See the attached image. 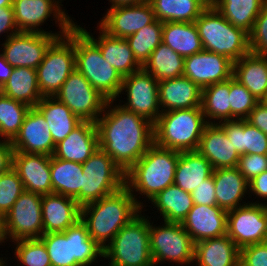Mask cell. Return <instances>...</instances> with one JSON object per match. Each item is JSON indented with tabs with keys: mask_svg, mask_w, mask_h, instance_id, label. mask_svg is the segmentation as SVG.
<instances>
[{
	"mask_svg": "<svg viewBox=\"0 0 267 266\" xmlns=\"http://www.w3.org/2000/svg\"><path fill=\"white\" fill-rule=\"evenodd\" d=\"M100 49L103 58L124 78L142 68L134 58L129 43L124 38L114 37L98 27V38L81 25L76 24Z\"/></svg>",
	"mask_w": 267,
	"mask_h": 266,
	"instance_id": "obj_27",
	"label": "cell"
},
{
	"mask_svg": "<svg viewBox=\"0 0 267 266\" xmlns=\"http://www.w3.org/2000/svg\"><path fill=\"white\" fill-rule=\"evenodd\" d=\"M226 133L239 155H267V135L246 120H229L217 123Z\"/></svg>",
	"mask_w": 267,
	"mask_h": 266,
	"instance_id": "obj_31",
	"label": "cell"
},
{
	"mask_svg": "<svg viewBox=\"0 0 267 266\" xmlns=\"http://www.w3.org/2000/svg\"><path fill=\"white\" fill-rule=\"evenodd\" d=\"M39 239L47 249L51 266H90L103 257V249L89 236L81 219L64 232L44 233Z\"/></svg>",
	"mask_w": 267,
	"mask_h": 266,
	"instance_id": "obj_6",
	"label": "cell"
},
{
	"mask_svg": "<svg viewBox=\"0 0 267 266\" xmlns=\"http://www.w3.org/2000/svg\"><path fill=\"white\" fill-rule=\"evenodd\" d=\"M60 1H61V0H57V1L55 0V2L61 7V4H59V3H61ZM62 1H63V0H62Z\"/></svg>",
	"mask_w": 267,
	"mask_h": 266,
	"instance_id": "obj_61",
	"label": "cell"
},
{
	"mask_svg": "<svg viewBox=\"0 0 267 266\" xmlns=\"http://www.w3.org/2000/svg\"><path fill=\"white\" fill-rule=\"evenodd\" d=\"M229 95L230 79L202 88L201 108L208 124L230 120Z\"/></svg>",
	"mask_w": 267,
	"mask_h": 266,
	"instance_id": "obj_40",
	"label": "cell"
},
{
	"mask_svg": "<svg viewBox=\"0 0 267 266\" xmlns=\"http://www.w3.org/2000/svg\"><path fill=\"white\" fill-rule=\"evenodd\" d=\"M150 221V250L154 266L165 261L180 265L194 263V243L181 223L163 221V226H153Z\"/></svg>",
	"mask_w": 267,
	"mask_h": 266,
	"instance_id": "obj_11",
	"label": "cell"
},
{
	"mask_svg": "<svg viewBox=\"0 0 267 266\" xmlns=\"http://www.w3.org/2000/svg\"><path fill=\"white\" fill-rule=\"evenodd\" d=\"M208 125L201 107L162 112L154 123V143L177 151H196Z\"/></svg>",
	"mask_w": 267,
	"mask_h": 266,
	"instance_id": "obj_4",
	"label": "cell"
},
{
	"mask_svg": "<svg viewBox=\"0 0 267 266\" xmlns=\"http://www.w3.org/2000/svg\"><path fill=\"white\" fill-rule=\"evenodd\" d=\"M0 93L33 108L43 98L37 81L36 69L13 68L9 80L0 88Z\"/></svg>",
	"mask_w": 267,
	"mask_h": 266,
	"instance_id": "obj_35",
	"label": "cell"
},
{
	"mask_svg": "<svg viewBox=\"0 0 267 266\" xmlns=\"http://www.w3.org/2000/svg\"><path fill=\"white\" fill-rule=\"evenodd\" d=\"M191 195L196 205L216 206L217 201L213 175L196 187Z\"/></svg>",
	"mask_w": 267,
	"mask_h": 266,
	"instance_id": "obj_50",
	"label": "cell"
},
{
	"mask_svg": "<svg viewBox=\"0 0 267 266\" xmlns=\"http://www.w3.org/2000/svg\"><path fill=\"white\" fill-rule=\"evenodd\" d=\"M42 217L44 233L64 232L81 219V207L71 197L43 195Z\"/></svg>",
	"mask_w": 267,
	"mask_h": 266,
	"instance_id": "obj_26",
	"label": "cell"
},
{
	"mask_svg": "<svg viewBox=\"0 0 267 266\" xmlns=\"http://www.w3.org/2000/svg\"><path fill=\"white\" fill-rule=\"evenodd\" d=\"M230 120H245L259 101L233 77L230 79Z\"/></svg>",
	"mask_w": 267,
	"mask_h": 266,
	"instance_id": "obj_45",
	"label": "cell"
},
{
	"mask_svg": "<svg viewBox=\"0 0 267 266\" xmlns=\"http://www.w3.org/2000/svg\"><path fill=\"white\" fill-rule=\"evenodd\" d=\"M237 168L249 182L254 177L267 170V155L243 154L240 155Z\"/></svg>",
	"mask_w": 267,
	"mask_h": 266,
	"instance_id": "obj_48",
	"label": "cell"
},
{
	"mask_svg": "<svg viewBox=\"0 0 267 266\" xmlns=\"http://www.w3.org/2000/svg\"><path fill=\"white\" fill-rule=\"evenodd\" d=\"M212 175L218 207L229 211L247 204L242 200L249 194V182L237 167L215 169Z\"/></svg>",
	"mask_w": 267,
	"mask_h": 266,
	"instance_id": "obj_28",
	"label": "cell"
},
{
	"mask_svg": "<svg viewBox=\"0 0 267 266\" xmlns=\"http://www.w3.org/2000/svg\"><path fill=\"white\" fill-rule=\"evenodd\" d=\"M76 69L107 100L119 98L123 77L106 61L99 47L75 24Z\"/></svg>",
	"mask_w": 267,
	"mask_h": 266,
	"instance_id": "obj_7",
	"label": "cell"
},
{
	"mask_svg": "<svg viewBox=\"0 0 267 266\" xmlns=\"http://www.w3.org/2000/svg\"><path fill=\"white\" fill-rule=\"evenodd\" d=\"M196 151L212 164L214 170L237 167L240 158L218 124H208L205 127Z\"/></svg>",
	"mask_w": 267,
	"mask_h": 266,
	"instance_id": "obj_24",
	"label": "cell"
},
{
	"mask_svg": "<svg viewBox=\"0 0 267 266\" xmlns=\"http://www.w3.org/2000/svg\"><path fill=\"white\" fill-rule=\"evenodd\" d=\"M52 193L71 197L82 207V164L51 156Z\"/></svg>",
	"mask_w": 267,
	"mask_h": 266,
	"instance_id": "obj_32",
	"label": "cell"
},
{
	"mask_svg": "<svg viewBox=\"0 0 267 266\" xmlns=\"http://www.w3.org/2000/svg\"><path fill=\"white\" fill-rule=\"evenodd\" d=\"M3 32L7 33L6 39L19 33L12 7H0V35Z\"/></svg>",
	"mask_w": 267,
	"mask_h": 266,
	"instance_id": "obj_51",
	"label": "cell"
},
{
	"mask_svg": "<svg viewBox=\"0 0 267 266\" xmlns=\"http://www.w3.org/2000/svg\"><path fill=\"white\" fill-rule=\"evenodd\" d=\"M213 171L212 164L197 151H181L175 169L174 184L192 193Z\"/></svg>",
	"mask_w": 267,
	"mask_h": 266,
	"instance_id": "obj_33",
	"label": "cell"
},
{
	"mask_svg": "<svg viewBox=\"0 0 267 266\" xmlns=\"http://www.w3.org/2000/svg\"><path fill=\"white\" fill-rule=\"evenodd\" d=\"M233 78L260 102L267 94V56L249 53L233 63Z\"/></svg>",
	"mask_w": 267,
	"mask_h": 266,
	"instance_id": "obj_30",
	"label": "cell"
},
{
	"mask_svg": "<svg viewBox=\"0 0 267 266\" xmlns=\"http://www.w3.org/2000/svg\"><path fill=\"white\" fill-rule=\"evenodd\" d=\"M124 91L127 92V101L121 106L154 124L162 113L159 105L158 80L141 68L123 78L120 95Z\"/></svg>",
	"mask_w": 267,
	"mask_h": 266,
	"instance_id": "obj_16",
	"label": "cell"
},
{
	"mask_svg": "<svg viewBox=\"0 0 267 266\" xmlns=\"http://www.w3.org/2000/svg\"><path fill=\"white\" fill-rule=\"evenodd\" d=\"M181 225L193 243L227 234V211L221 207L196 205L191 208Z\"/></svg>",
	"mask_w": 267,
	"mask_h": 266,
	"instance_id": "obj_22",
	"label": "cell"
},
{
	"mask_svg": "<svg viewBox=\"0 0 267 266\" xmlns=\"http://www.w3.org/2000/svg\"><path fill=\"white\" fill-rule=\"evenodd\" d=\"M98 149L96 123L82 121L64 140L56 144L53 156L83 164Z\"/></svg>",
	"mask_w": 267,
	"mask_h": 266,
	"instance_id": "obj_23",
	"label": "cell"
},
{
	"mask_svg": "<svg viewBox=\"0 0 267 266\" xmlns=\"http://www.w3.org/2000/svg\"><path fill=\"white\" fill-rule=\"evenodd\" d=\"M194 23L203 50L223 55L233 62L250 53L249 34L227 21L212 3Z\"/></svg>",
	"mask_w": 267,
	"mask_h": 266,
	"instance_id": "obj_5",
	"label": "cell"
},
{
	"mask_svg": "<svg viewBox=\"0 0 267 266\" xmlns=\"http://www.w3.org/2000/svg\"><path fill=\"white\" fill-rule=\"evenodd\" d=\"M166 222L182 223L194 206L192 195L172 184L150 200Z\"/></svg>",
	"mask_w": 267,
	"mask_h": 266,
	"instance_id": "obj_37",
	"label": "cell"
},
{
	"mask_svg": "<svg viewBox=\"0 0 267 266\" xmlns=\"http://www.w3.org/2000/svg\"><path fill=\"white\" fill-rule=\"evenodd\" d=\"M142 209L134 196L123 186L117 192L81 207V221L89 236L104 249L118 231Z\"/></svg>",
	"mask_w": 267,
	"mask_h": 266,
	"instance_id": "obj_2",
	"label": "cell"
},
{
	"mask_svg": "<svg viewBox=\"0 0 267 266\" xmlns=\"http://www.w3.org/2000/svg\"><path fill=\"white\" fill-rule=\"evenodd\" d=\"M142 210L103 249V258L114 266H154L149 236V219Z\"/></svg>",
	"mask_w": 267,
	"mask_h": 266,
	"instance_id": "obj_8",
	"label": "cell"
},
{
	"mask_svg": "<svg viewBox=\"0 0 267 266\" xmlns=\"http://www.w3.org/2000/svg\"><path fill=\"white\" fill-rule=\"evenodd\" d=\"M14 151L52 156L55 143L49 125L43 115L35 108H30L18 135L11 142Z\"/></svg>",
	"mask_w": 267,
	"mask_h": 266,
	"instance_id": "obj_20",
	"label": "cell"
},
{
	"mask_svg": "<svg viewBox=\"0 0 267 266\" xmlns=\"http://www.w3.org/2000/svg\"><path fill=\"white\" fill-rule=\"evenodd\" d=\"M162 42L183 58L203 50L194 22H164Z\"/></svg>",
	"mask_w": 267,
	"mask_h": 266,
	"instance_id": "obj_36",
	"label": "cell"
},
{
	"mask_svg": "<svg viewBox=\"0 0 267 266\" xmlns=\"http://www.w3.org/2000/svg\"><path fill=\"white\" fill-rule=\"evenodd\" d=\"M13 154L12 143L0 140V173H5L12 168Z\"/></svg>",
	"mask_w": 267,
	"mask_h": 266,
	"instance_id": "obj_53",
	"label": "cell"
},
{
	"mask_svg": "<svg viewBox=\"0 0 267 266\" xmlns=\"http://www.w3.org/2000/svg\"><path fill=\"white\" fill-rule=\"evenodd\" d=\"M155 21L152 5L146 1L140 4L110 7L99 26L111 36L126 39Z\"/></svg>",
	"mask_w": 267,
	"mask_h": 266,
	"instance_id": "obj_18",
	"label": "cell"
},
{
	"mask_svg": "<svg viewBox=\"0 0 267 266\" xmlns=\"http://www.w3.org/2000/svg\"><path fill=\"white\" fill-rule=\"evenodd\" d=\"M250 52L267 56V4L261 9L249 34Z\"/></svg>",
	"mask_w": 267,
	"mask_h": 266,
	"instance_id": "obj_47",
	"label": "cell"
},
{
	"mask_svg": "<svg viewBox=\"0 0 267 266\" xmlns=\"http://www.w3.org/2000/svg\"><path fill=\"white\" fill-rule=\"evenodd\" d=\"M13 0H0V7H12Z\"/></svg>",
	"mask_w": 267,
	"mask_h": 266,
	"instance_id": "obj_58",
	"label": "cell"
},
{
	"mask_svg": "<svg viewBox=\"0 0 267 266\" xmlns=\"http://www.w3.org/2000/svg\"><path fill=\"white\" fill-rule=\"evenodd\" d=\"M184 61L185 58L162 42L142 68L156 80L163 81L183 76Z\"/></svg>",
	"mask_w": 267,
	"mask_h": 266,
	"instance_id": "obj_41",
	"label": "cell"
},
{
	"mask_svg": "<svg viewBox=\"0 0 267 266\" xmlns=\"http://www.w3.org/2000/svg\"><path fill=\"white\" fill-rule=\"evenodd\" d=\"M6 230H5V221H4V216L0 214V244L4 243L6 240Z\"/></svg>",
	"mask_w": 267,
	"mask_h": 266,
	"instance_id": "obj_57",
	"label": "cell"
},
{
	"mask_svg": "<svg viewBox=\"0 0 267 266\" xmlns=\"http://www.w3.org/2000/svg\"><path fill=\"white\" fill-rule=\"evenodd\" d=\"M13 67L5 60L0 53V88L9 80Z\"/></svg>",
	"mask_w": 267,
	"mask_h": 266,
	"instance_id": "obj_55",
	"label": "cell"
},
{
	"mask_svg": "<svg viewBox=\"0 0 267 266\" xmlns=\"http://www.w3.org/2000/svg\"><path fill=\"white\" fill-rule=\"evenodd\" d=\"M239 258L240 249L227 234L194 244V262L198 266H239Z\"/></svg>",
	"mask_w": 267,
	"mask_h": 266,
	"instance_id": "obj_29",
	"label": "cell"
},
{
	"mask_svg": "<svg viewBox=\"0 0 267 266\" xmlns=\"http://www.w3.org/2000/svg\"><path fill=\"white\" fill-rule=\"evenodd\" d=\"M13 244L16 245L14 254L21 266H51L47 249L40 239H21Z\"/></svg>",
	"mask_w": 267,
	"mask_h": 266,
	"instance_id": "obj_44",
	"label": "cell"
},
{
	"mask_svg": "<svg viewBox=\"0 0 267 266\" xmlns=\"http://www.w3.org/2000/svg\"><path fill=\"white\" fill-rule=\"evenodd\" d=\"M239 266H267V243L253 244L241 248Z\"/></svg>",
	"mask_w": 267,
	"mask_h": 266,
	"instance_id": "obj_49",
	"label": "cell"
},
{
	"mask_svg": "<svg viewBox=\"0 0 267 266\" xmlns=\"http://www.w3.org/2000/svg\"><path fill=\"white\" fill-rule=\"evenodd\" d=\"M76 69L74 26L64 36L58 37L47 49L36 68L38 87L43 97H55L62 84Z\"/></svg>",
	"mask_w": 267,
	"mask_h": 266,
	"instance_id": "obj_9",
	"label": "cell"
},
{
	"mask_svg": "<svg viewBox=\"0 0 267 266\" xmlns=\"http://www.w3.org/2000/svg\"><path fill=\"white\" fill-rule=\"evenodd\" d=\"M0 266H6V260L0 257Z\"/></svg>",
	"mask_w": 267,
	"mask_h": 266,
	"instance_id": "obj_59",
	"label": "cell"
},
{
	"mask_svg": "<svg viewBox=\"0 0 267 266\" xmlns=\"http://www.w3.org/2000/svg\"><path fill=\"white\" fill-rule=\"evenodd\" d=\"M12 8L19 32L58 34L61 37L76 24L55 0H13ZM51 15L60 29L58 33L39 28Z\"/></svg>",
	"mask_w": 267,
	"mask_h": 266,
	"instance_id": "obj_12",
	"label": "cell"
},
{
	"mask_svg": "<svg viewBox=\"0 0 267 266\" xmlns=\"http://www.w3.org/2000/svg\"><path fill=\"white\" fill-rule=\"evenodd\" d=\"M112 6L140 4L148 0H109Z\"/></svg>",
	"mask_w": 267,
	"mask_h": 266,
	"instance_id": "obj_56",
	"label": "cell"
},
{
	"mask_svg": "<svg viewBox=\"0 0 267 266\" xmlns=\"http://www.w3.org/2000/svg\"><path fill=\"white\" fill-rule=\"evenodd\" d=\"M51 156L14 151L12 168L18 173L25 191L52 194Z\"/></svg>",
	"mask_w": 267,
	"mask_h": 266,
	"instance_id": "obj_21",
	"label": "cell"
},
{
	"mask_svg": "<svg viewBox=\"0 0 267 266\" xmlns=\"http://www.w3.org/2000/svg\"><path fill=\"white\" fill-rule=\"evenodd\" d=\"M245 120L267 135V106L264 103L260 101Z\"/></svg>",
	"mask_w": 267,
	"mask_h": 266,
	"instance_id": "obj_52",
	"label": "cell"
},
{
	"mask_svg": "<svg viewBox=\"0 0 267 266\" xmlns=\"http://www.w3.org/2000/svg\"><path fill=\"white\" fill-rule=\"evenodd\" d=\"M43 195L24 191L4 216L7 239H39L44 234Z\"/></svg>",
	"mask_w": 267,
	"mask_h": 266,
	"instance_id": "obj_15",
	"label": "cell"
},
{
	"mask_svg": "<svg viewBox=\"0 0 267 266\" xmlns=\"http://www.w3.org/2000/svg\"><path fill=\"white\" fill-rule=\"evenodd\" d=\"M233 63L223 55L202 50L185 58L183 76L202 89L231 79Z\"/></svg>",
	"mask_w": 267,
	"mask_h": 266,
	"instance_id": "obj_19",
	"label": "cell"
},
{
	"mask_svg": "<svg viewBox=\"0 0 267 266\" xmlns=\"http://www.w3.org/2000/svg\"><path fill=\"white\" fill-rule=\"evenodd\" d=\"M258 198L267 200V170L249 181V192Z\"/></svg>",
	"mask_w": 267,
	"mask_h": 266,
	"instance_id": "obj_54",
	"label": "cell"
},
{
	"mask_svg": "<svg viewBox=\"0 0 267 266\" xmlns=\"http://www.w3.org/2000/svg\"><path fill=\"white\" fill-rule=\"evenodd\" d=\"M55 97L81 121L93 123L103 113L108 101L77 69L69 75Z\"/></svg>",
	"mask_w": 267,
	"mask_h": 266,
	"instance_id": "obj_13",
	"label": "cell"
},
{
	"mask_svg": "<svg viewBox=\"0 0 267 266\" xmlns=\"http://www.w3.org/2000/svg\"><path fill=\"white\" fill-rule=\"evenodd\" d=\"M58 37V34L19 32L1 44L3 45L1 54L13 68L36 69L42 62L49 46Z\"/></svg>",
	"mask_w": 267,
	"mask_h": 266,
	"instance_id": "obj_17",
	"label": "cell"
},
{
	"mask_svg": "<svg viewBox=\"0 0 267 266\" xmlns=\"http://www.w3.org/2000/svg\"><path fill=\"white\" fill-rule=\"evenodd\" d=\"M211 3L233 26L250 34L267 0H213Z\"/></svg>",
	"mask_w": 267,
	"mask_h": 266,
	"instance_id": "obj_39",
	"label": "cell"
},
{
	"mask_svg": "<svg viewBox=\"0 0 267 266\" xmlns=\"http://www.w3.org/2000/svg\"><path fill=\"white\" fill-rule=\"evenodd\" d=\"M261 102L264 103L267 106V94H266L265 98Z\"/></svg>",
	"mask_w": 267,
	"mask_h": 266,
	"instance_id": "obj_60",
	"label": "cell"
},
{
	"mask_svg": "<svg viewBox=\"0 0 267 266\" xmlns=\"http://www.w3.org/2000/svg\"><path fill=\"white\" fill-rule=\"evenodd\" d=\"M180 151L167 149L153 143L146 153L125 173L124 186L134 196L137 205L144 206L134 192L154 198L158 193L174 184L175 169Z\"/></svg>",
	"mask_w": 267,
	"mask_h": 266,
	"instance_id": "obj_3",
	"label": "cell"
},
{
	"mask_svg": "<svg viewBox=\"0 0 267 266\" xmlns=\"http://www.w3.org/2000/svg\"><path fill=\"white\" fill-rule=\"evenodd\" d=\"M35 108L49 125L55 145L64 140L82 122L56 97H43Z\"/></svg>",
	"mask_w": 267,
	"mask_h": 266,
	"instance_id": "obj_34",
	"label": "cell"
},
{
	"mask_svg": "<svg viewBox=\"0 0 267 266\" xmlns=\"http://www.w3.org/2000/svg\"><path fill=\"white\" fill-rule=\"evenodd\" d=\"M31 107L0 93V137L12 142Z\"/></svg>",
	"mask_w": 267,
	"mask_h": 266,
	"instance_id": "obj_42",
	"label": "cell"
},
{
	"mask_svg": "<svg viewBox=\"0 0 267 266\" xmlns=\"http://www.w3.org/2000/svg\"><path fill=\"white\" fill-rule=\"evenodd\" d=\"M24 191L23 183L13 168L2 173L0 179V214L5 216Z\"/></svg>",
	"mask_w": 267,
	"mask_h": 266,
	"instance_id": "obj_46",
	"label": "cell"
},
{
	"mask_svg": "<svg viewBox=\"0 0 267 266\" xmlns=\"http://www.w3.org/2000/svg\"><path fill=\"white\" fill-rule=\"evenodd\" d=\"M256 202L227 211V235L239 249L267 240V204Z\"/></svg>",
	"mask_w": 267,
	"mask_h": 266,
	"instance_id": "obj_14",
	"label": "cell"
},
{
	"mask_svg": "<svg viewBox=\"0 0 267 266\" xmlns=\"http://www.w3.org/2000/svg\"><path fill=\"white\" fill-rule=\"evenodd\" d=\"M113 102L107 101L95 122L99 148L126 173L154 143V124Z\"/></svg>",
	"mask_w": 267,
	"mask_h": 266,
	"instance_id": "obj_1",
	"label": "cell"
},
{
	"mask_svg": "<svg viewBox=\"0 0 267 266\" xmlns=\"http://www.w3.org/2000/svg\"><path fill=\"white\" fill-rule=\"evenodd\" d=\"M156 20L161 22H195L210 5L209 0H148Z\"/></svg>",
	"mask_w": 267,
	"mask_h": 266,
	"instance_id": "obj_38",
	"label": "cell"
},
{
	"mask_svg": "<svg viewBox=\"0 0 267 266\" xmlns=\"http://www.w3.org/2000/svg\"><path fill=\"white\" fill-rule=\"evenodd\" d=\"M82 206L111 195L124 186L125 173L100 148L82 164Z\"/></svg>",
	"mask_w": 267,
	"mask_h": 266,
	"instance_id": "obj_10",
	"label": "cell"
},
{
	"mask_svg": "<svg viewBox=\"0 0 267 266\" xmlns=\"http://www.w3.org/2000/svg\"><path fill=\"white\" fill-rule=\"evenodd\" d=\"M163 22L156 20L126 38L134 58L143 66L150 54L162 43Z\"/></svg>",
	"mask_w": 267,
	"mask_h": 266,
	"instance_id": "obj_43",
	"label": "cell"
},
{
	"mask_svg": "<svg viewBox=\"0 0 267 266\" xmlns=\"http://www.w3.org/2000/svg\"><path fill=\"white\" fill-rule=\"evenodd\" d=\"M161 112L201 107L202 89L189 78L158 81Z\"/></svg>",
	"mask_w": 267,
	"mask_h": 266,
	"instance_id": "obj_25",
	"label": "cell"
}]
</instances>
